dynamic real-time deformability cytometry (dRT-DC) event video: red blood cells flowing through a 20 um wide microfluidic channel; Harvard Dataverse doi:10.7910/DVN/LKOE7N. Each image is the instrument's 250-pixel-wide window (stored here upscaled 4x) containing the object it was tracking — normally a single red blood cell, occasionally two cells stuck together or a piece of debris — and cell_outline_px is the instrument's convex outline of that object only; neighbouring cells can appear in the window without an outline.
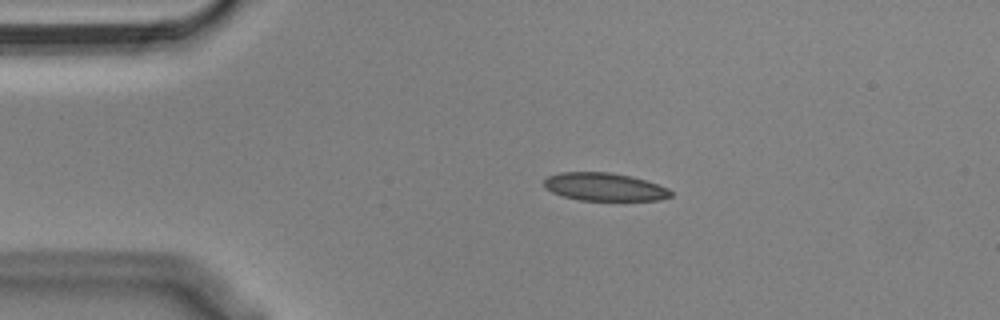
{"species": "Egyptian fruit bat (a non-hibernating species)", "species_latin": "Rousettus aegyptiacus", "temperature_condition": "cold", "stored_images_in_passage": 45, "camera_frame_rate_fps": 3000, "um_per_image_px": 0.085, "animal": {"sex": "male"}, "frame": {"image": 1, "passage_image": 1, "time_ms": 0.0, "image_size_px": [1000, 320], "cell_outline_px": [[672, 196], [660, 200], [580, 200], [564, 196], [552, 192], [544, 188], [544, 180], [548, 176], [560, 172], [612, 172], [632, 176], [668, 188], [672, 192]], "centroid_in_image_um": [51.37, 15.88], "position_along_channel_um": 33.6, "area_um2": 20.63}}
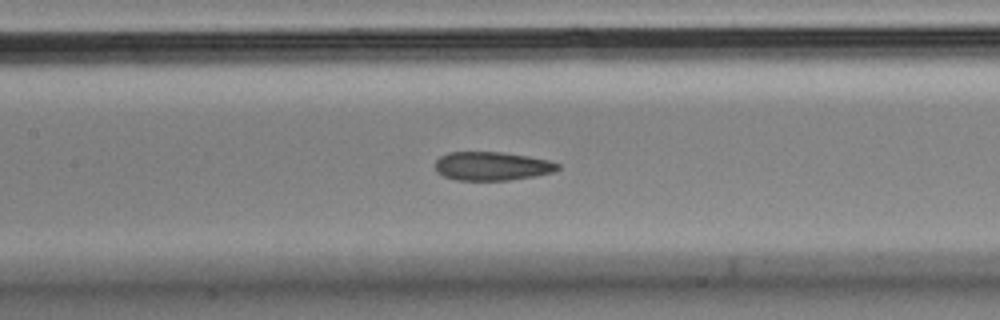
{"frame": {"image": 2, "passage_image": 15, "time_ms": 4.667, "image_size_px": [1000, 320], "cell_outline_px": [[560, 168], [552, 172], [536, 176], [508, 180], [456, 180], [444, 176], [436, 172], [436, 160], [440, 156], [448, 152], [500, 152], [528, 156], [548, 160], [560, 164]], "centroid_in_image_um": [41.81, 14.12], "position_along_channel_um": 165.6, "area_um2": 20.46}}
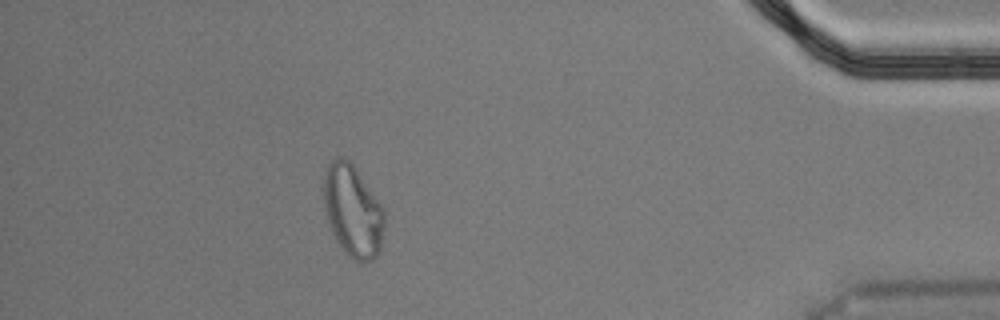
{"frame": {"image": 3, "passage_image": 39, "time_ms": 12.667, "image_size_px": [1000, 320], "cell_outline_px": [[384, 224], [380, 248], [376, 256], [372, 260], [356, 260], [340, 244], [332, 232], [328, 224], [324, 204], [324, 172], [328, 164], [336, 156], [344, 156], [356, 168], [384, 208]], "centroid_in_image_um": [29.98, 17.85], "position_along_channel_um": 405.2, "area_um2": 32.08}, "authors_computed_cell_mechanics": {"area_um2": 22.0218, "velocity_mm_per_s": 3.6154, "shape_relaxation_time_tau1_ms": null, "shape_relaxation_time_tau2_ms": 2.7954, "deformation_change_tau1": null, "deformation_change_tau2": 0.0858}}